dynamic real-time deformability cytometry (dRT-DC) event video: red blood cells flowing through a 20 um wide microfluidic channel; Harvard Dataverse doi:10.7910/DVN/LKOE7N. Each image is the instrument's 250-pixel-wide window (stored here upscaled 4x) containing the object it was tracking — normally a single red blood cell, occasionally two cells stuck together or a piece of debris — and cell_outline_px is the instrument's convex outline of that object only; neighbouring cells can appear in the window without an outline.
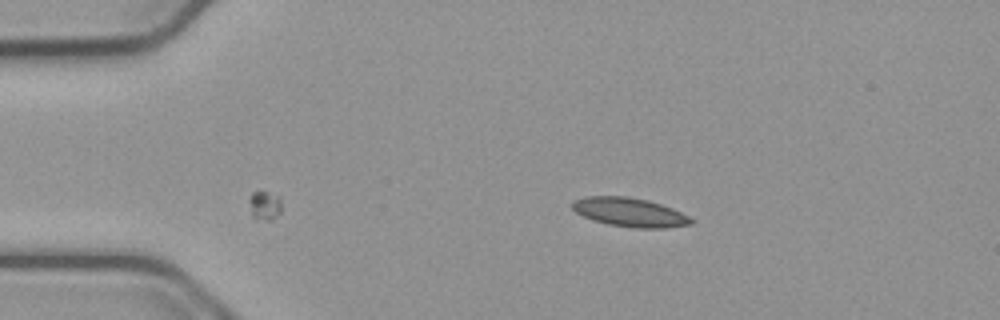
{"species": "common noctule bat (a hibernating species)", "species_latin": "Nyctalus noctula", "temperature_condition": "cold", "stored_images_in_passage": 10, "camera_frame_rate_fps": 3000, "um_per_image_px": 0.085, "animal": {"sex": "male", "body_mass_g": 23.1, "forearm_length_mm": 52.7}, "frame": {"image": 1, "passage_image": 10, "time_ms": 3.0, "image_size_px": [1000, 320], "cell_outline_px": [[696, 220], [692, 224], [664, 228], [636, 228], [608, 224], [592, 220], [576, 212], [572, 208], [572, 200], [584, 196], [628, 196], [648, 200], [672, 208]], "centroid_in_image_um": [53.52, 18.03], "position_along_channel_um": 31.5, "area_um2": 20.11}}